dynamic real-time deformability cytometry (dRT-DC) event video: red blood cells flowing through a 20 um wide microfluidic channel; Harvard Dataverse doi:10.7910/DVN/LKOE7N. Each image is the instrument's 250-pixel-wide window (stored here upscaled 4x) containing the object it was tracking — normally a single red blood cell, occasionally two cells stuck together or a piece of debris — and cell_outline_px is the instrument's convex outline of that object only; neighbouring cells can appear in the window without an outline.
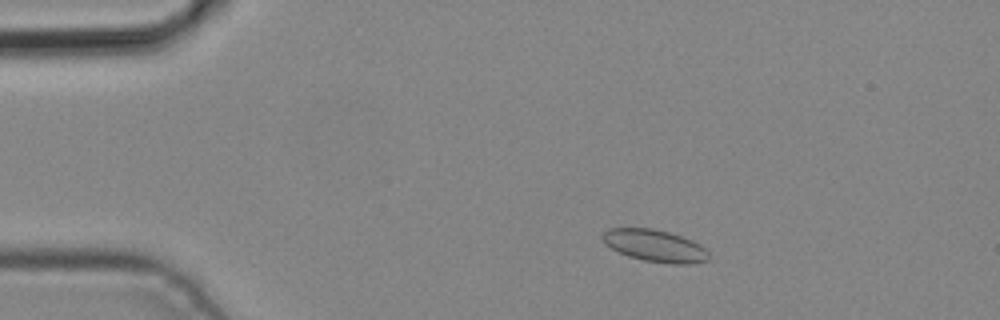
{"species": "common noctule bat (a hibernating species)", "species_latin": "Nyctalus noctula", "temperature_condition": "cold", "stored_images_in_passage": 5, "camera_frame_rate_fps": 3000, "um_per_image_px": 0.085, "animal": {"sex": "male", "body_mass_g": 19.2, "forearm_length_mm": 51.8}, "frame": {"image": 1, "passage_image": 2, "time_ms": 0.333, "image_size_px": [1000, 320], "cell_outline_px": [[708, 260], [692, 264], [672, 264], [644, 260], [628, 256], [604, 244], [600, 236], [608, 228], [652, 228], [668, 232], [692, 240], [700, 244], [708, 252]], "centroid_in_image_um": [55.65, 20.88], "position_along_channel_um": 29.4, "area_um2": 19.83}}
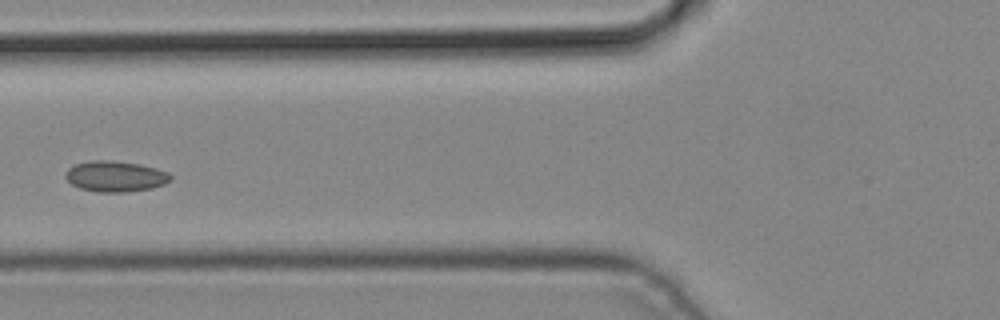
{"frame": {"image": 2, "passage_image": 5, "time_ms": 1.333, "image_size_px": [1000, 320], "cell_outline_px": [[172, 180], [164, 184], [152, 188], [124, 192], [100, 192], [80, 188], [72, 184], [64, 176], [68, 168], [76, 164], [92, 160], [112, 160], [140, 164], [156, 168], [168, 172], [172, 176]], "centroid_in_image_um": [9.83, 14.98], "position_along_channel_um": 116.0, "area_um2": 18.84}}